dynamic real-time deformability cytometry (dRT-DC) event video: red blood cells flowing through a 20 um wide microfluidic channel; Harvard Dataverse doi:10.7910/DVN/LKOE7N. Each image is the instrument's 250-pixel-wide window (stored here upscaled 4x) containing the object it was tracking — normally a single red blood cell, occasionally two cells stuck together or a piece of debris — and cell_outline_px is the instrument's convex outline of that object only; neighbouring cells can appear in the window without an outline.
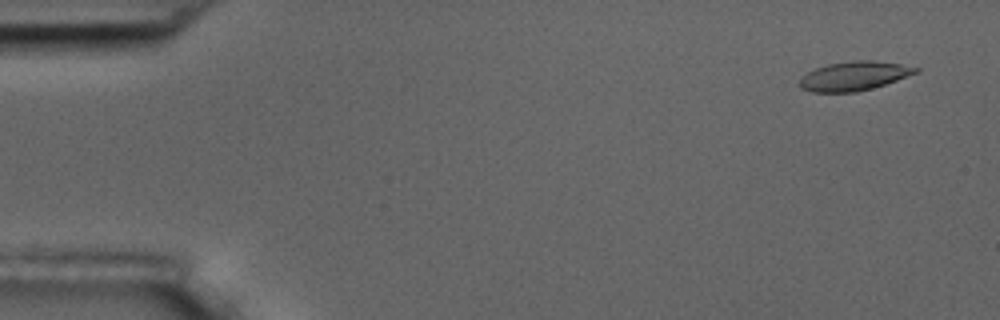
{"species": "common noctule bat (a hibernating species)", "species_latin": "Nyctalus noctula", "temperature_condition": "room temperature", "stored_images_in_passage": 12, "camera_frame_rate_fps": 3000, "um_per_image_px": 0.085, "animal": {"sex": "male", "body_mass_g": 17.5, "forearm_length_mm": 52.3}, "frame": {"image": 1, "passage_image": 3, "time_ms": 0.667, "image_size_px": [1000, 320], "cell_outline_px": [[920, 72], [872, 88], [856, 92], [812, 92], [800, 88], [800, 76], [816, 68], [828, 64], [852, 60], [872, 60], [900, 64], [920, 68]], "centroid_in_image_um": [72.59, 6.45], "position_along_channel_um": 12.4, "area_um2": 19.65}}